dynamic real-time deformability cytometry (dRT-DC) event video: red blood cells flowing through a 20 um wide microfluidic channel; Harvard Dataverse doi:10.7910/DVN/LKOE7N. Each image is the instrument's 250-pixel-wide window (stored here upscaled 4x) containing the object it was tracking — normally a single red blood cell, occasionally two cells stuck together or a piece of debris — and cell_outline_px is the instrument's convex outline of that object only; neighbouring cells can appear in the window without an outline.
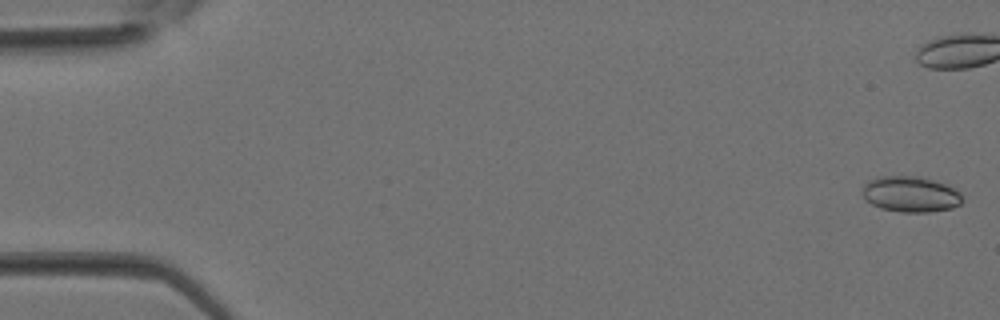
{"species": "Egyptian fruit bat (a non-hibernating species)", "species_latin": "Rousettus aegyptiacus", "temperature_condition": "room temperature", "stored_images_in_passage": 37, "camera_frame_rate_fps": 3000, "um_per_image_px": 0.085, "animal": {"sex": "female"}, "frame": {"image": 1, "passage_image": 1, "time_ms": 0.0, "image_size_px": [1000, 320], "cell_outline_px": [[964, 200], [960, 204], [952, 208], [928, 212], [900, 212], [880, 208], [864, 200], [860, 188], [868, 180], [880, 176], [920, 176], [936, 180], [960, 192]], "centroid_in_image_um": [77.36, 16.5], "position_along_channel_um": 7.6, "area_um2": 21.15}}
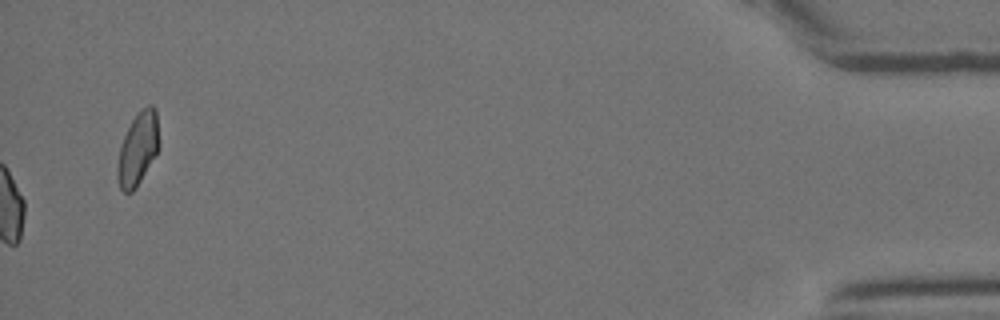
{"frame": {"image": 2, "passage_image": 37, "time_ms": 12.0, "image_size_px": [1000, 320], "cell_outline_px": [[156, 152], [136, 188], [132, 192], [124, 192], [120, 188], [116, 180], [116, 168], [120, 148], [124, 136], [132, 120], [148, 104], [152, 104], [156, 108]], "centroid_in_image_um": [11.65, 12.7], "position_along_channel_um": 423.5, "area_um2": 16.88}}